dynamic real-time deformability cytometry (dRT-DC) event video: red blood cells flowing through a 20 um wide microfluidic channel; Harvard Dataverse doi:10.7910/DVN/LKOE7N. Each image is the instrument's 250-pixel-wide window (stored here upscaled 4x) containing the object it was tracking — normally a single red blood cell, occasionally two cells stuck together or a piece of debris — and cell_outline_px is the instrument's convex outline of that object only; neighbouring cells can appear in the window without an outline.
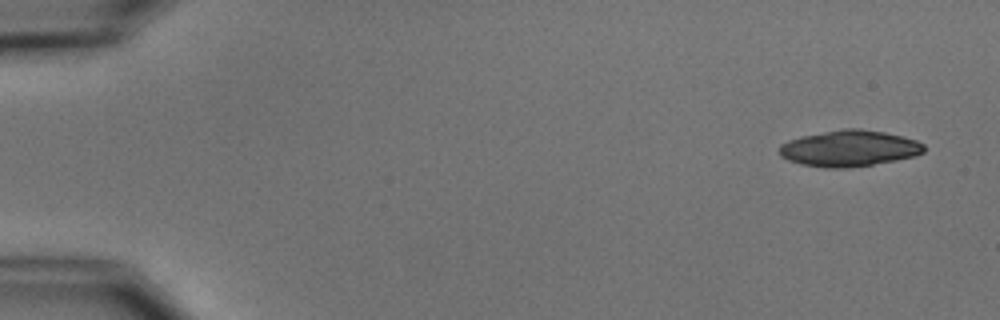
{"species": "common noctule bat (a hibernating species)", "species_latin": "Nyctalus noctula", "temperature_condition": "cold", "stored_images_in_passage": 4, "camera_frame_rate_fps": 3000, "um_per_image_px": 0.085, "animal": {"sex": "male", "body_mass_g": 15.6}, "frame": {"image": 1, "passage_image": 1, "time_ms": 0.0, "image_size_px": [1000, 320], "cell_outline_px": [[924, 152], [916, 156], [872, 164], [848, 168], [824, 168], [800, 164], [788, 160], [780, 156], [780, 144], [788, 140], [804, 136], [844, 128], [860, 128], [884, 132], [916, 140], [924, 144]], "centroid_in_image_um": [72.18, 12.62], "position_along_channel_um": 12.8, "area_um2": 30.35}}